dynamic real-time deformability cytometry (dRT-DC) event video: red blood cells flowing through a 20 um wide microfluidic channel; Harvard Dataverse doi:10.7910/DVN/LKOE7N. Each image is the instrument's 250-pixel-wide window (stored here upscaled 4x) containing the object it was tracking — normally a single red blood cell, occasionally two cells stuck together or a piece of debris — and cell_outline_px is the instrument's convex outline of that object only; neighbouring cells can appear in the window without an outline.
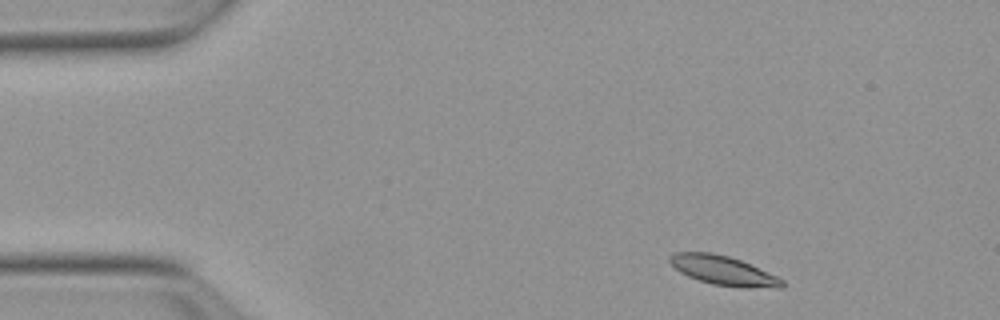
{"species": "Egyptian fruit bat (a non-hibernating species)", "species_latin": "Rousettus aegyptiacus", "temperature_condition": "warm", "stored_images_in_passage": 49, "camera_frame_rate_fps": 3000, "um_per_image_px": 0.085, "animal": {"sex": "female"}, "frame": {"image": 1, "passage_image": 3, "time_ms": 0.667, "image_size_px": [1000, 320], "cell_outline_px": [[784, 288], [740, 288], [712, 284], [688, 276], [680, 272], [668, 260], [668, 256], [676, 252], [712, 252], [728, 256], [740, 260], [776, 276], [784, 280]], "centroid_in_image_um": [61.49, 23.01], "position_along_channel_um": 23.5, "area_um2": 19.13}}
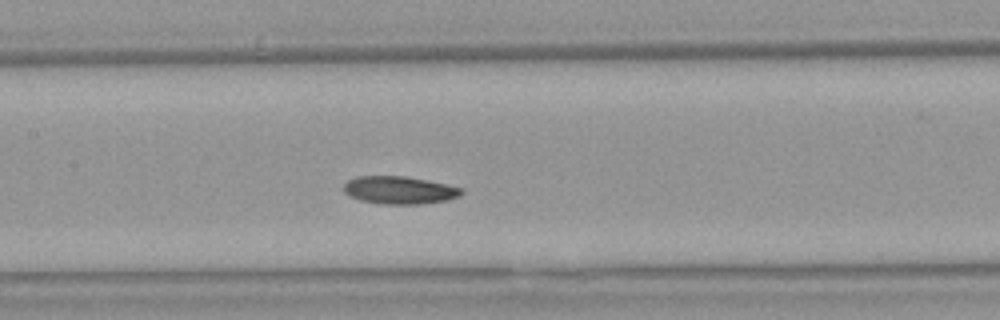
{"frame": {"image": 2, "passage_image": 21, "time_ms": 6.667, "image_size_px": [1000, 320], "cell_outline_px": [[464, 192], [460, 196], [448, 200], [424, 204], [380, 204], [360, 200], [348, 196], [344, 192], [344, 184], [348, 180], [356, 176], [404, 176], [428, 180], [448, 184], [464, 188]], "centroid_in_image_um": [33.98, 16.16], "position_along_channel_um": 173.4, "area_um2": 19.36}}
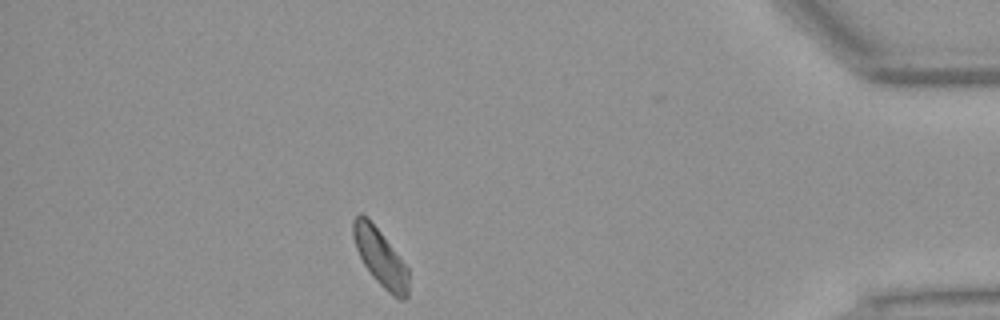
{"frame": {"image": 3, "passage_image": 43, "time_ms": 14.0, "image_size_px": [1000, 320], "cell_outline_px": [[408, 296], [404, 300], [400, 300], [392, 296], [372, 276], [364, 264], [356, 248], [352, 236], [352, 220], [360, 212], [368, 216], [408, 268]], "centroid_in_image_um": [32.31, 21.87], "position_along_channel_um": 402.9, "area_um2": 18.44}, "authors_computed_cell_mechanics": {"area_um2": 19.074, "velocity_mm_per_s": 3.7773, "shape_relaxation_time_tau1_ms": 3.2372, "shape_relaxation_time_tau2_ms": 8.0611, "deformation_change_tau1": 0.1047, "deformation_change_tau2": 0.1296}}